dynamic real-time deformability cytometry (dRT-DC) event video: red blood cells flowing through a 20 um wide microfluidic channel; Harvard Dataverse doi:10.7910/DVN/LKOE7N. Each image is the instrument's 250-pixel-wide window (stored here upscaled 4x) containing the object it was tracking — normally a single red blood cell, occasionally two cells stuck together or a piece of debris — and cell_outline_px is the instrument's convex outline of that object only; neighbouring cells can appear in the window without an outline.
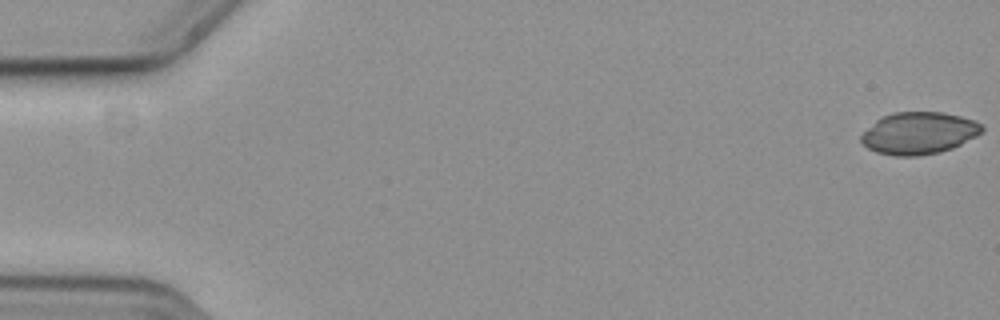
{"species": "common noctule bat (a hibernating species)", "species_latin": "Nyctalus noctula", "temperature_condition": "cold", "stored_images_in_passage": 11, "camera_frame_rate_fps": 3000, "um_per_image_px": 0.085, "animal": {"sex": "female", "body_mass_g": 19.3, "forearm_length_mm": 54.1}, "frame": {"image": 1, "passage_image": 1, "time_ms": 0.0, "image_size_px": [1000, 320], "cell_outline_px": [[984, 128], [976, 136], [952, 148], [940, 152], [916, 156], [892, 156], [876, 152], [868, 148], [860, 140], [860, 136], [876, 120], [892, 112], [944, 112], [976, 120], [984, 124]], "centroid_in_image_um": [78.12, 11.31], "position_along_channel_um": 6.9, "area_um2": 29.65}}